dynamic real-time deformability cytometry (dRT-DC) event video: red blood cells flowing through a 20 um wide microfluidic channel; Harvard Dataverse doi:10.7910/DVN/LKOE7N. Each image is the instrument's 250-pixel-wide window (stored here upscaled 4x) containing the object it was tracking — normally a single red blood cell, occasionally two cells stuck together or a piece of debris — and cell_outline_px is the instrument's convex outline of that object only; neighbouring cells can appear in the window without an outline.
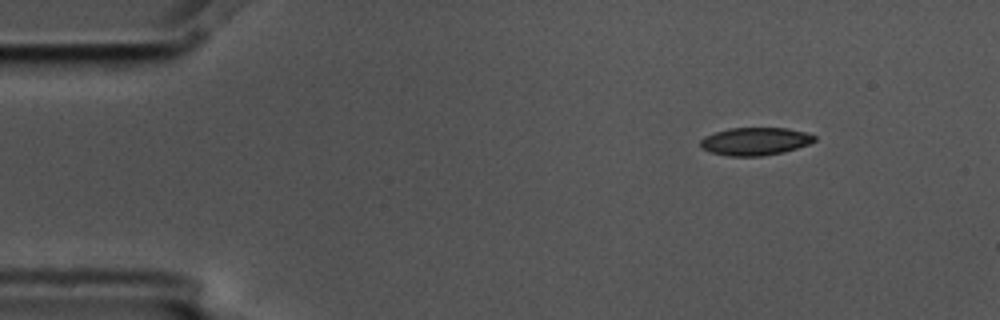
{"species": "common noctule bat (a hibernating species)", "species_latin": "Nyctalus noctula", "temperature_condition": "cold", "stored_images_in_passage": 4, "camera_frame_rate_fps": 3000, "um_per_image_px": 0.085, "animal": {"sex": "male", "body_mass_g": 17.5, "forearm_length_mm": 52.3}, "frame": {"image": 1, "passage_image": 1, "time_ms": 0.0, "image_size_px": [1000, 320], "cell_outline_px": [[816, 140], [808, 144], [784, 152], [764, 156], [728, 156], [708, 152], [700, 148], [700, 140], [704, 136], [728, 128], [788, 128], [804, 132], [816, 136]], "centroid_in_image_um": [64.15, 12.02], "position_along_channel_um": 20.9, "area_um2": 18.61}}
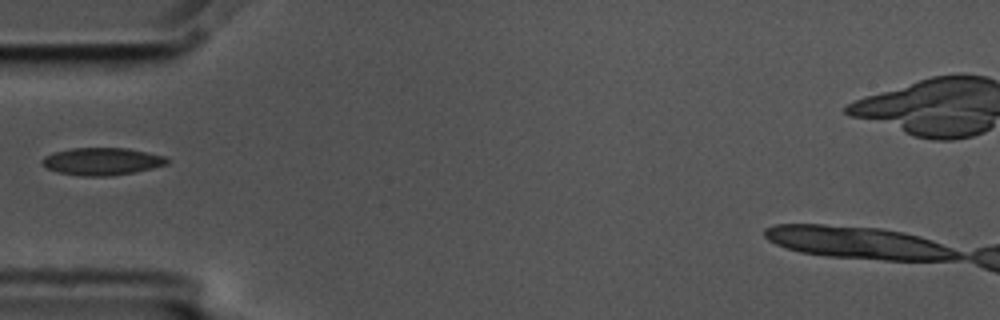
{"frame": {"image": 2, "passage_image": 4, "time_ms": 1.0, "image_size_px": [1000, 320], "cell_outline_px": [[172, 160], [168, 164], [152, 168], [112, 176], [80, 176], [56, 172], [44, 168], [44, 156], [52, 152], [72, 148], [128, 148], [164, 156]], "centroid_in_image_um": [8.67, 13.72], "position_along_channel_um": 76.3, "area_um2": 20.06}}